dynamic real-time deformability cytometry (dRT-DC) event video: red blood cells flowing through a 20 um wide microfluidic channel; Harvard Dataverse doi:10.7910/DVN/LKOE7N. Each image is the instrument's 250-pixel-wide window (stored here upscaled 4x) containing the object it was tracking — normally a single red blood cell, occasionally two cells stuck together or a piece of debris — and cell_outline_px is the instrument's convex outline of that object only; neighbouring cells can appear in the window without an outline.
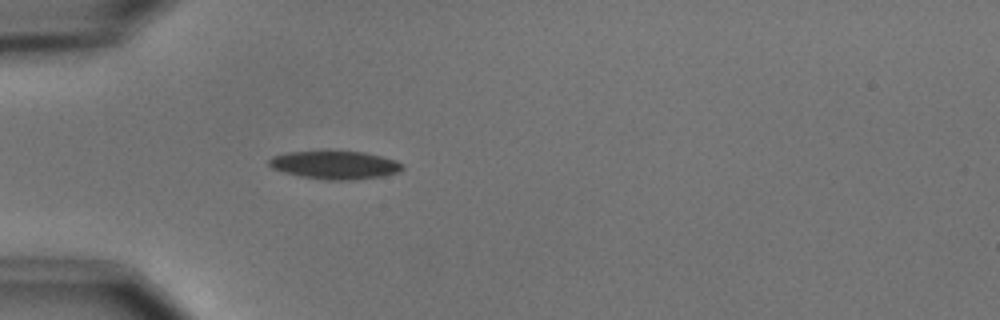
{"species": "common noctule bat (a hibernating species)", "species_latin": "Nyctalus noctula", "temperature_condition": "cold", "stored_images_in_passage": 1, "camera_frame_rate_fps": 3000, "um_per_image_px": 0.085, "animal": {"sex": "male", "body_mass_g": 15.6}, "frame": {"image": 1, "passage_image": 1, "time_ms": 0.0, "image_size_px": [1000, 320], "cell_outline_px": [[404, 168], [400, 172], [384, 176], [348, 180], [324, 180], [300, 176], [284, 172], [272, 168], [268, 164], [268, 160], [272, 156], [288, 152], [328, 148], [364, 152], [396, 160]], "centroid_in_image_um": [28.43, 13.98], "position_along_channel_um": 56.6, "area_um2": 22.77}}